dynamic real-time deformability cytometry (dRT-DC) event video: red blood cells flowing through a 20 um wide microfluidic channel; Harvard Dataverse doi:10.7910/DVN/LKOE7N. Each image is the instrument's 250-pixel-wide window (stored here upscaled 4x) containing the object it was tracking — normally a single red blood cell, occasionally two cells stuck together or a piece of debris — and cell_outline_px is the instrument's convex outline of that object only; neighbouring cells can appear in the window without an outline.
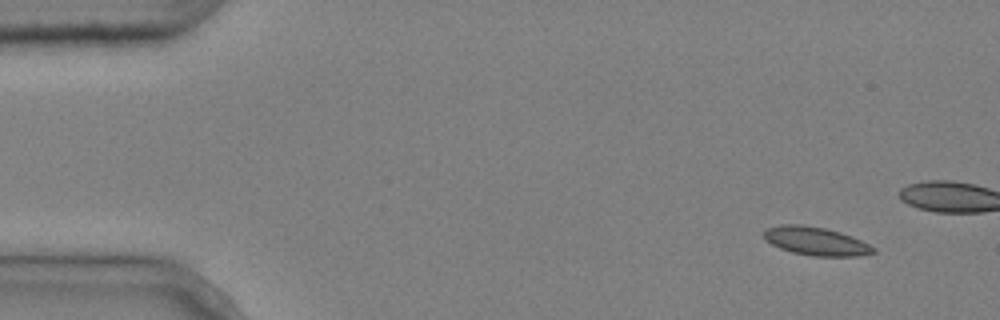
{"species": "common noctule bat (a hibernating species)", "species_latin": "Nyctalus noctula", "temperature_condition": "cold", "stored_images_in_passage": 5, "camera_frame_rate_fps": 3000, "um_per_image_px": 0.085, "animal": {"sex": "male", "body_mass_g": 20.4}, "frame": {"image": 1, "passage_image": 1, "time_ms": 0.0, "image_size_px": [1000, 320], "cell_outline_px": [[876, 252], [860, 256], [812, 256], [792, 252], [780, 248], [772, 244], [764, 236], [764, 232], [768, 228], [780, 224], [800, 224], [824, 228], [840, 232], [852, 236], [876, 248]], "centroid_in_image_um": [69.38, 20.5], "position_along_channel_um": 15.6, "area_um2": 17.98}}
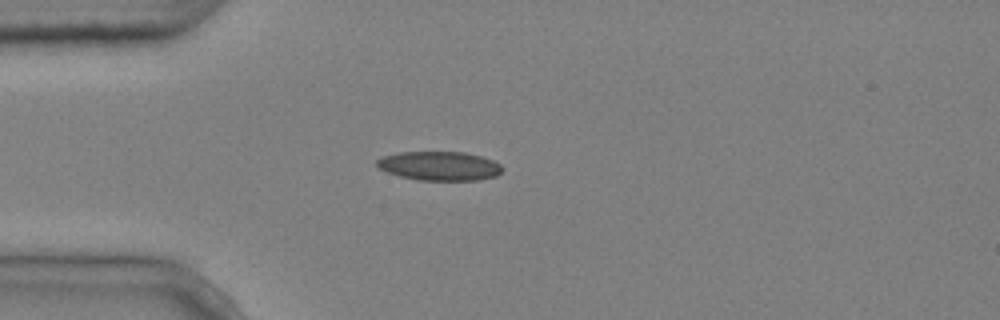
{"frame": {"image": 2, "passage_image": 5, "time_ms": 1.333, "image_size_px": [1000, 320], "cell_outline_px": [[504, 168], [496, 176], [480, 180], [420, 180], [400, 176], [388, 172], [380, 168], [376, 164], [376, 160], [380, 156], [400, 152], [464, 152], [480, 156], [492, 160], [500, 164]], "centroid_in_image_um": [37.35, 14.1], "position_along_channel_um": 47.6, "area_um2": 21.21}}